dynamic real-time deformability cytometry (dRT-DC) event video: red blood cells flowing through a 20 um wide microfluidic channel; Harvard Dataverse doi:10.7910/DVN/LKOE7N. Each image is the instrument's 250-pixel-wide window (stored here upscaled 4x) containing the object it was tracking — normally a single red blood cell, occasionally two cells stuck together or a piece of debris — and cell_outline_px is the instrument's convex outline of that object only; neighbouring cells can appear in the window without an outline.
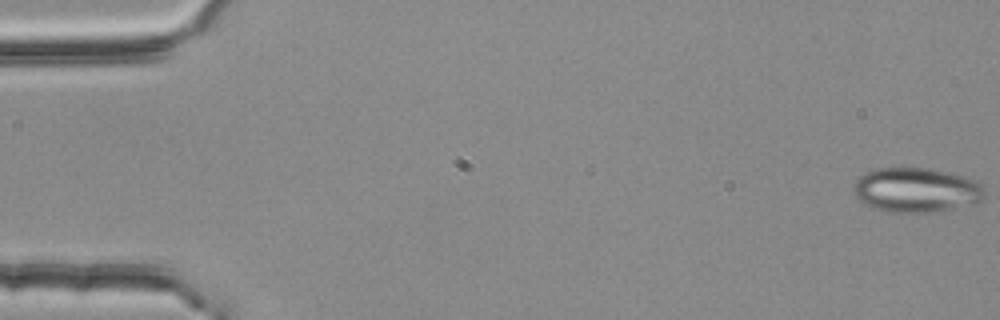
{"species": "common noctule bat (a hibernating species)", "species_latin": "Nyctalus noctula", "temperature_condition": "room temperature", "stored_images_in_passage": 54, "camera_frame_rate_fps": 3000, "um_per_image_px": 0.085, "animal": {"sex": "female", "body_mass_g": 25.1}, "frame": {"image": 1, "passage_image": 1, "time_ms": 0.0, "image_size_px": [1000, 320], "cell_outline_px": [[984, 200], [980, 204], [932, 212], [892, 212], [876, 208], [860, 200], [856, 196], [856, 180], [864, 172], [876, 168], [932, 168], [980, 180], [984, 184]], "centroid_in_image_um": [78.01, 16.14], "position_along_channel_um": 7.0, "area_um2": 34.33}}
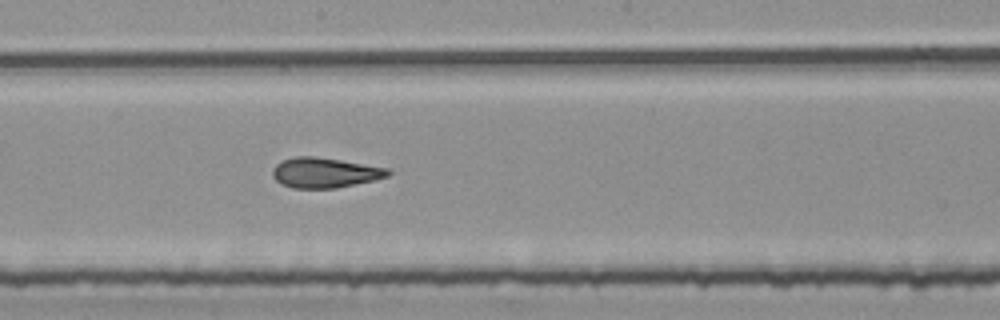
{"frame": {"image": 2, "passage_image": 30, "time_ms": 9.667, "image_size_px": [1000, 320], "cell_outline_px": [[392, 172], [388, 176], [372, 180], [336, 188], [292, 188], [280, 184], [272, 176], [272, 168], [276, 164], [284, 160], [296, 156], [316, 156], [388, 168]], "centroid_in_image_um": [27.57, 14.68], "position_along_channel_um": 220.6, "area_um2": 20.17}}
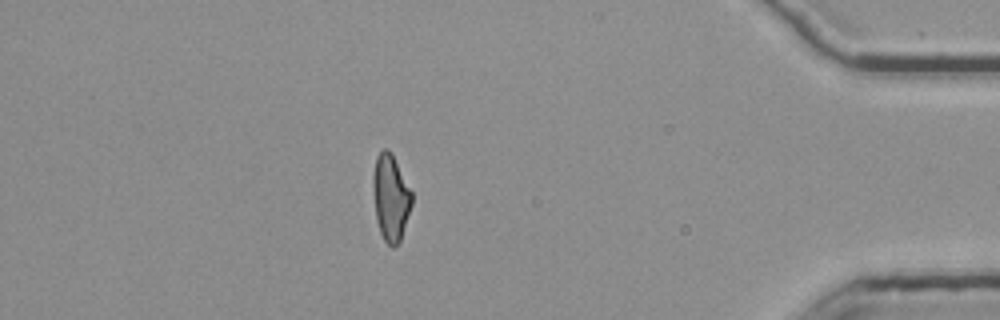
{"frame": {"image": 3, "passage_image": 48, "time_ms": 15.667, "image_size_px": [1000, 320], "cell_outline_px": [[412, 204], [400, 240], [392, 248], [384, 240], [380, 232], [376, 220], [372, 176], [376, 156], [384, 148], [388, 148], [392, 152], [412, 192]], "centroid_in_image_um": [33.2, 16.75], "position_along_channel_um": 402.0, "area_um2": 19.48}, "authors_computed_cell_mechanics": {"area_um2": 20.3167, "velocity_mm_per_s": 3.8072, "shape_relaxation_time_tau1_ms": null, "shape_relaxation_time_tau2_ms": 1.8501, "deformation_change_tau1": null, "deformation_change_tau2": 0.1079}}